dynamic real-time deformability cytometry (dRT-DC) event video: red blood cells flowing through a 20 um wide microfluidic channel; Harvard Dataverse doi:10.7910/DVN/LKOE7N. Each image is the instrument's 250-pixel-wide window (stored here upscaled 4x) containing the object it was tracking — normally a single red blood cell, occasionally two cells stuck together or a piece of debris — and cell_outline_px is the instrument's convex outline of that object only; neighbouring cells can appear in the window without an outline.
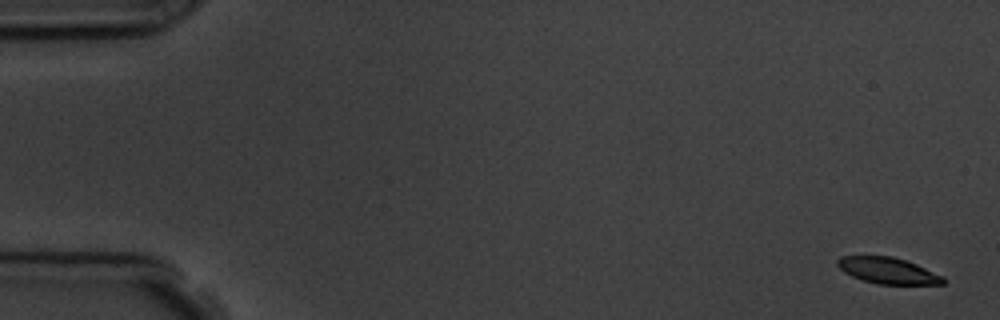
{"species": "common noctule bat (a hibernating species)", "species_latin": "Nyctalus noctula", "temperature_condition": "room temperature", "stored_images_in_passage": 7, "camera_frame_rate_fps": 3000, "um_per_image_px": 0.085, "animal": {"sex": "male", "body_mass_g": 19.5, "forearm_length_mm": 54.6}, "frame": {"image": 1, "passage_image": 1, "time_ms": 0.0, "image_size_px": [1000, 320], "cell_outline_px": [[944, 284], [876, 284], [852, 276], [844, 272], [836, 264], [836, 260], [840, 256], [892, 256], [916, 264], [944, 276]], "centroid_in_image_um": [75.46, 23.0], "position_along_channel_um": 9.5, "area_um2": 16.07}}
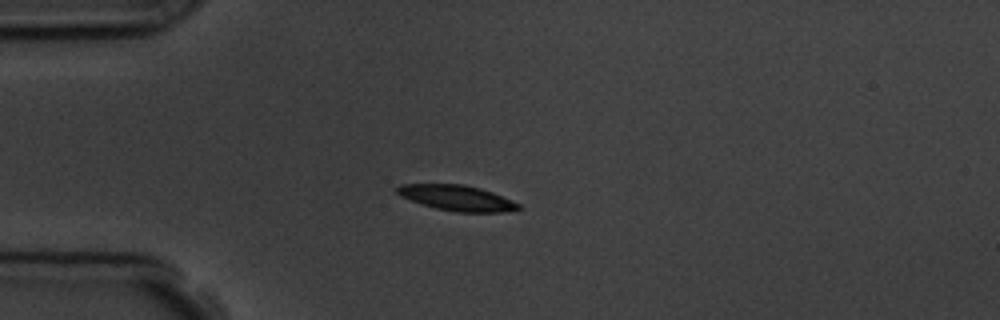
{"frame": {"image": 2, "passage_image": 5, "time_ms": 4.333, "image_size_px": [1000, 320], "cell_outline_px": [[520, 208], [504, 212], [456, 212], [436, 208], [420, 204], [400, 196], [396, 192], [396, 188], [400, 184], [464, 184], [480, 188], [492, 192], [512, 200], [520, 204]], "centroid_in_image_um": [38.81, 16.82], "position_along_channel_um": 46.2, "area_um2": 18.03}}
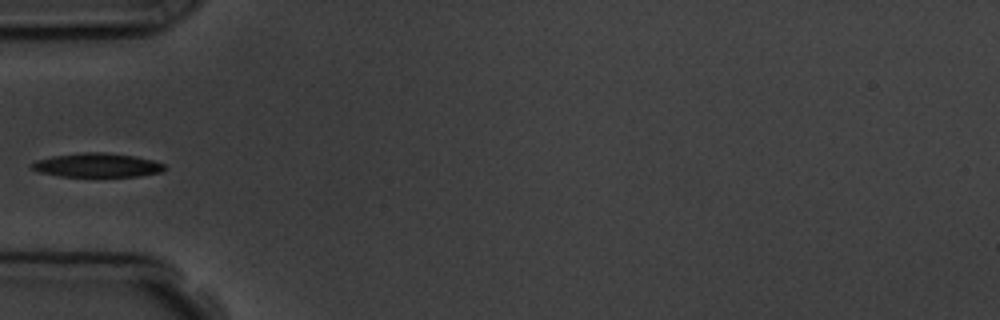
{"frame": {"image": 3, "passage_image": 6, "time_ms": 5.667, "image_size_px": [1000, 320], "cell_outline_px": [[168, 168], [160, 172], [140, 176], [60, 176], [40, 172], [32, 168], [28, 164], [36, 160], [52, 156], [84, 152], [104, 152], [132, 156], [152, 160], [164, 164]], "centroid_in_image_um": [8.24, 14.04], "position_along_channel_um": 76.8, "area_um2": 18.44}}